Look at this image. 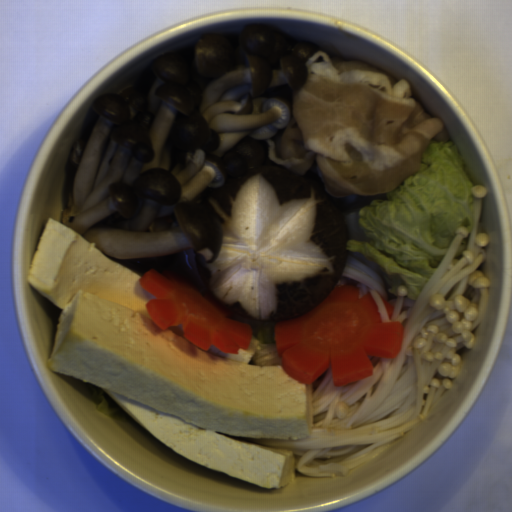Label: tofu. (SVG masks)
<instances>
[{
  "label": "tofu",
  "instance_id": "tofu-1",
  "mask_svg": "<svg viewBox=\"0 0 512 512\" xmlns=\"http://www.w3.org/2000/svg\"><path fill=\"white\" fill-rule=\"evenodd\" d=\"M142 275L94 242L46 219L27 281L62 309L47 366L104 391L175 453L264 488L294 482L293 452L237 437H311L313 384L282 366L252 365L259 346L225 353L201 349L182 325L162 330L147 304Z\"/></svg>",
  "mask_w": 512,
  "mask_h": 512
}]
</instances>
